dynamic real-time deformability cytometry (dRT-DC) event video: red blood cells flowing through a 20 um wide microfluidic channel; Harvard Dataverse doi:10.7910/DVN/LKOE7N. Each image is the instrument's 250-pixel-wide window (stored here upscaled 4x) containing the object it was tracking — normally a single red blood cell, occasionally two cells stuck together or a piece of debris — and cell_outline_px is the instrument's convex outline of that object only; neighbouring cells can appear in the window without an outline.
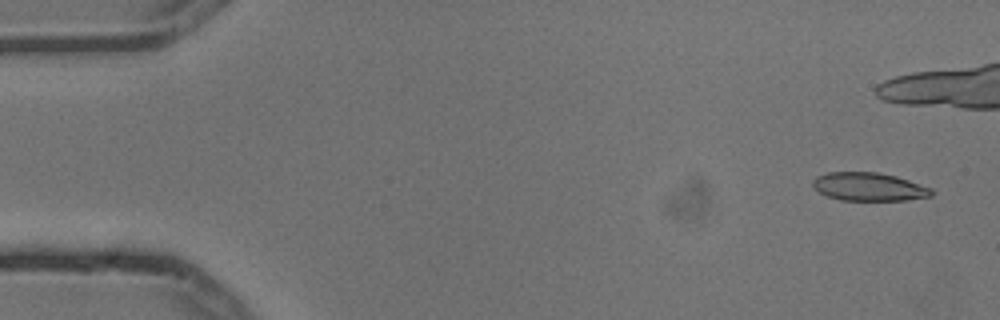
{"species": "common noctule bat (a hibernating species)", "species_latin": "Nyctalus noctula", "temperature_condition": "cold", "stored_images_in_passage": 2, "camera_frame_rate_fps": 3000, "um_per_image_px": 0.085, "animal": {"sex": "male", "body_mass_g": 13.3}, "frame": {"image": 1, "passage_image": 2, "time_ms": 0.333, "image_size_px": [1000, 320], "cell_outline_px": [[936, 192], [932, 196], [908, 200], [840, 200], [828, 196], [820, 192], [812, 184], [812, 180], [816, 176], [828, 172], [876, 172], [896, 176], [932, 188]], "centroid_in_image_um": [73.89, 15.87], "position_along_channel_um": 11.1, "area_um2": 19.59}}